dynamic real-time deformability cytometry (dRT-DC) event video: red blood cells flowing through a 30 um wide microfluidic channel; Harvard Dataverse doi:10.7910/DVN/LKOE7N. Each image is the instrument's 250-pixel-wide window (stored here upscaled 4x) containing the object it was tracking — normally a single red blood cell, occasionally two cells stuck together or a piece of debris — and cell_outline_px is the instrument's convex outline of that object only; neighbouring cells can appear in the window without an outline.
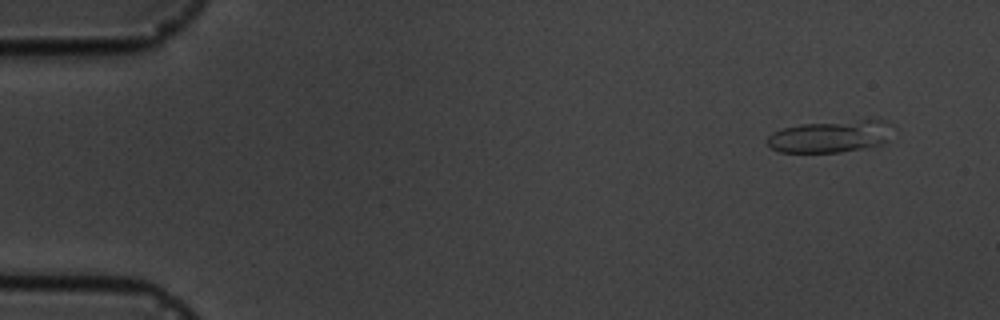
{"species": "common noctule bat (a hibernating species)", "species_latin": "Nyctalus noctula", "temperature_condition": "cold", "stored_images_in_passage": 4, "camera_frame_rate_fps": 3000, "um_per_image_px": 0.085, "animal": {"sex": "male", "body_mass_g": 19.5, "forearm_length_mm": 54.6}, "frame": {"image": 1, "passage_image": 1, "time_ms": 0.0, "image_size_px": [1000, 320], "cell_outline_px": [[884, 144], [840, 152], [780, 152], [772, 148], [768, 144], [768, 136], [772, 132], [784, 128], [800, 124], [880, 116], [884, 120]], "centroid_in_image_um": [70.51, 11.55], "position_along_channel_um": 14.5, "area_um2": 23.35}}